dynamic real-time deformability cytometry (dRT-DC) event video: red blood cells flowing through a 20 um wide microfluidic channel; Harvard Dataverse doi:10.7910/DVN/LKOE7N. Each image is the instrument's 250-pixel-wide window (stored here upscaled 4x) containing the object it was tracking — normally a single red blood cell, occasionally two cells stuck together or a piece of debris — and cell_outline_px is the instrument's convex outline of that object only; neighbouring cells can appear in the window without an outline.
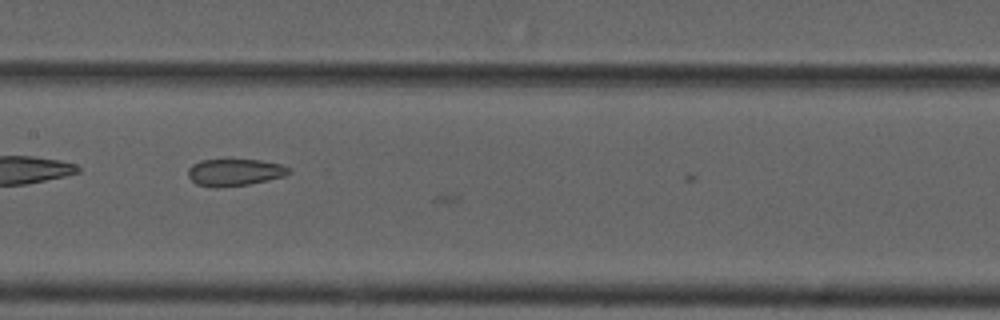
{"species": "common noctule bat (a hibernating species)", "species_latin": "Nyctalus noctula", "temperature_condition": "cold", "stored_images_in_passage": 10, "camera_frame_rate_fps": 3000, "um_per_image_px": 0.085, "animal": {"sex": "male", "forearm_length_mm": 52.5}, "frame": {"image": 1, "passage_image": 9, "time_ms": 2.667, "image_size_px": [1000, 320], "cell_outline_px": [[292, 172], [284, 176], [268, 180], [248, 184], [216, 188], [196, 184], [188, 176], [188, 168], [192, 164], [200, 160], [260, 160], [280, 164], [288, 168]], "centroid_in_image_um": [19.92, 14.65], "position_along_channel_um": 187.5, "area_um2": 15.78}}